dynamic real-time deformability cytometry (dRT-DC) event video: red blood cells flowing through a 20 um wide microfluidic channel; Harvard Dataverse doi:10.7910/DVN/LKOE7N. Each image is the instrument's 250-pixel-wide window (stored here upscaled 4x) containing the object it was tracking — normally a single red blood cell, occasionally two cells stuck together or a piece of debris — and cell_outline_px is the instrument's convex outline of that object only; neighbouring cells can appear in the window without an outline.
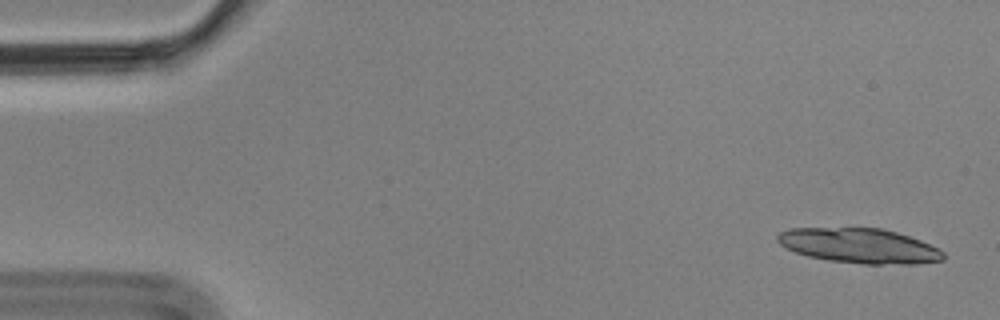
{"species": "Egyptian fruit bat (a non-hibernating species)", "species_latin": "Rousettus aegyptiacus", "temperature_condition": "cold", "stored_images_in_passage": 8, "camera_frame_rate_fps": 3000, "um_per_image_px": 0.085, "animal": {"sex": "male"}, "frame": {"image": 1, "passage_image": 1, "time_ms": 0.0, "image_size_px": [1000, 320], "cell_outline_px": [[944, 260], [916, 264], [864, 264], [828, 260], [808, 256], [796, 252], [780, 244], [776, 240], [776, 236], [780, 232], [792, 228], [880, 228], [896, 232], [920, 240], [944, 252]], "centroid_in_image_um": [73.04, 20.89], "position_along_channel_um": 12.0, "area_um2": 33.47}}